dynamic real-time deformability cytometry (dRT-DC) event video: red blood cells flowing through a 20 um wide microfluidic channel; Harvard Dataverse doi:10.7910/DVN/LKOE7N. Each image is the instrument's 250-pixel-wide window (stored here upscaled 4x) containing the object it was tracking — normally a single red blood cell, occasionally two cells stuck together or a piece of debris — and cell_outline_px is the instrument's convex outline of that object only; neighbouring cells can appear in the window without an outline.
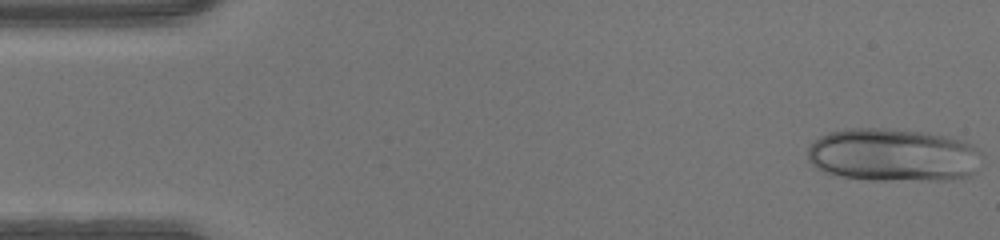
{"species": "human", "species_latin": "Homo sapiens", "temperature_condition": "warm", "stored_images_in_passage": 46, "camera_frame_rate_fps": 3000, "um_per_image_px": 0.085, "donor": {"sex": "male"}, "frame": {"image": 1, "passage_image": 1, "time_ms": 0.0, "image_size_px": [1000, 240], "cell_outline_px": [[984, 156], [976, 172], [972, 176], [948, 180], [872, 180], [840, 176], [824, 172], [816, 168], [808, 160], [808, 148], [820, 136], [828, 132], [844, 128], [884, 128], [920, 132], [948, 136], [972, 144], [980, 148]], "centroid_in_image_um": [75.97, 13.18], "position_along_channel_um": 9.0, "area_um2": 54.68}}
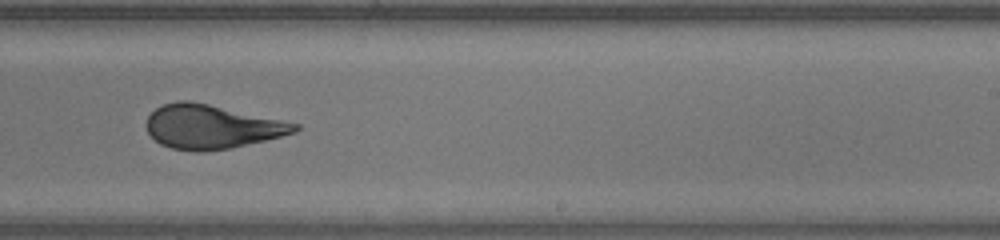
{"frame": {"image": 2, "passage_image": 28, "time_ms": 9.0, "image_size_px": [1000, 240], "cell_outline_px": [[300, 128], [296, 132], [264, 140], [228, 148], [204, 152], [196, 152], [172, 148], [160, 144], [148, 132], [144, 124], [148, 116], [156, 108], [164, 104], [176, 100], [188, 100], [208, 104], [300, 124]], "centroid_in_image_um": [17.94, 10.77], "position_along_channel_um": 271.1, "area_um2": 37.69}}
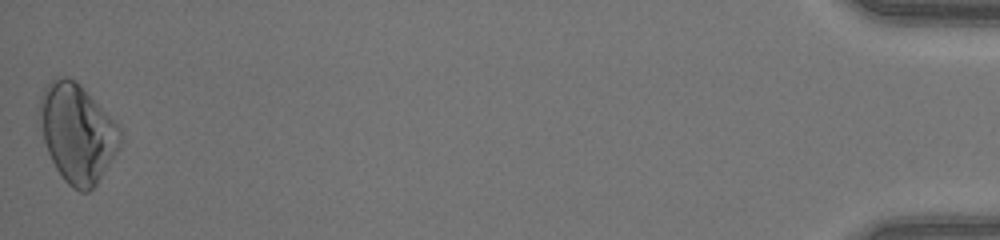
{"frame": {"image": 3, "passage_image": 46, "time_ms": 15.0, "image_size_px": [1000, 240], "cell_outline_px": [[120, 144], [96, 184], [88, 192], [80, 192], [72, 188], [64, 180], [56, 168], [48, 152], [44, 140], [40, 116], [40, 96], [44, 88], [52, 80], [60, 76], [68, 76], [76, 80], [80, 84], [120, 128]], "centroid_in_image_um": [6.55, 11.3], "position_along_channel_um": 428.7, "area_um2": 45.32}}